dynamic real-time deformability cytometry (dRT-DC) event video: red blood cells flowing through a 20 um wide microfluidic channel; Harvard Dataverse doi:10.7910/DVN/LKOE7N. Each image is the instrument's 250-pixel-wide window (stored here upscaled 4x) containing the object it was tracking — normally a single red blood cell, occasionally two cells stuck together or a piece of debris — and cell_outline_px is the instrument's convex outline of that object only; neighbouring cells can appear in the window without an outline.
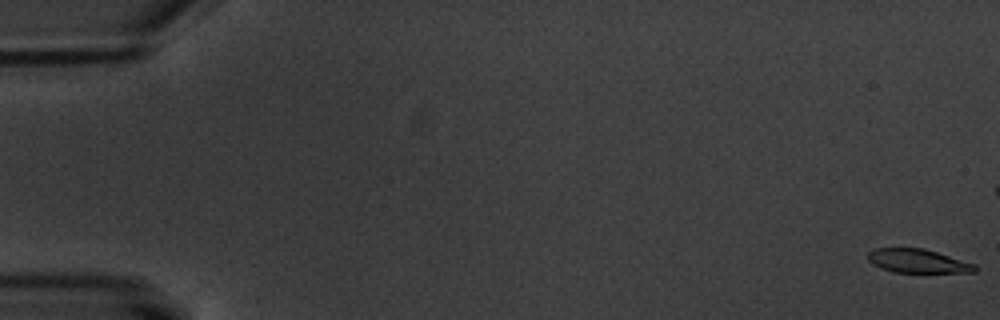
{"species": "common noctule bat (a hibernating species)", "species_latin": "Nyctalus noctula", "temperature_condition": "warm", "stored_images_in_passage": 7, "camera_frame_rate_fps": 3000, "um_per_image_px": 0.085, "animal": {"sex": "male", "body_mass_g": 20.1, "forearm_length_mm": 53.5}, "frame": {"image": 1, "passage_image": 1, "time_ms": 0.0, "image_size_px": [1000, 320], "cell_outline_px": [[976, 272], [892, 272], [880, 268], [872, 264], [868, 260], [868, 252], [876, 248], [924, 248], [976, 264]], "centroid_in_image_um": [77.99, 22.18], "position_along_channel_um": 7.0, "area_um2": 14.8}}
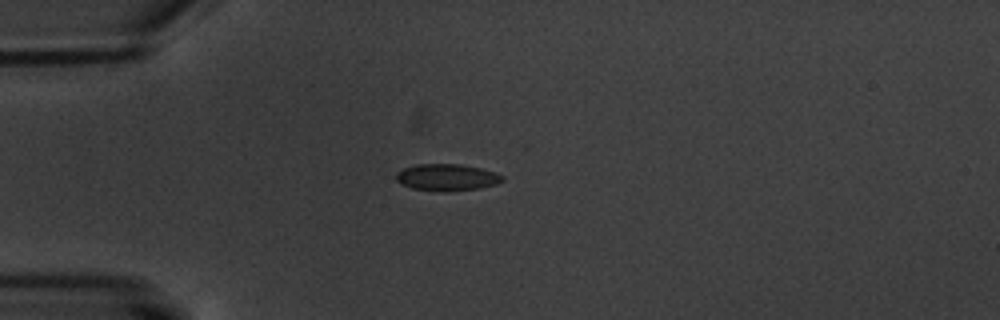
{"frame": {"image": 2, "passage_image": 7, "time_ms": 7.333, "image_size_px": [1000, 320], "cell_outline_px": [[504, 180], [496, 184], [480, 188], [444, 192], [440, 192], [412, 188], [400, 184], [396, 180], [396, 172], [404, 168], [416, 164], [460, 164], [480, 168], [504, 176]], "centroid_in_image_um": [37.95, 15.08], "position_along_channel_um": 47.0, "area_um2": 16.65}}